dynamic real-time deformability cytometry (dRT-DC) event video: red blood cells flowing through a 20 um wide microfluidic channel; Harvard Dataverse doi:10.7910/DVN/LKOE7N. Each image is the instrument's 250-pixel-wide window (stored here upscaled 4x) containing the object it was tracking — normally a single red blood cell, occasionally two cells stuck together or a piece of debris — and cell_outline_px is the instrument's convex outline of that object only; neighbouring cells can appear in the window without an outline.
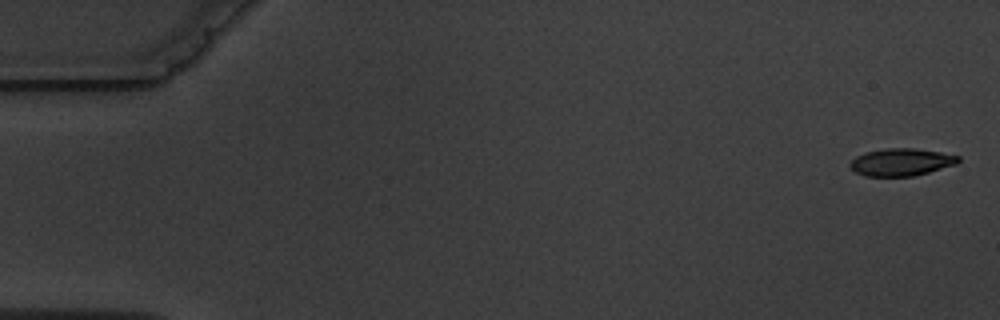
{"species": "common noctule bat (a hibernating species)", "species_latin": "Nyctalus noctula", "temperature_condition": "warm", "stored_images_in_passage": 5, "camera_frame_rate_fps": 3000, "um_per_image_px": 0.085, "animal": {"sex": "male", "body_mass_g": 19.5, "forearm_length_mm": 54.6}, "frame": {"image": 1, "passage_image": 1, "time_ms": 0.0, "image_size_px": [1000, 320], "cell_outline_px": [[960, 160], [956, 164], [928, 172], [912, 176], [864, 176], [856, 172], [848, 164], [856, 156], [868, 152], [884, 148], [916, 148], [940, 152], [960, 156]], "centroid_in_image_um": [76.61, 13.77], "position_along_channel_um": 8.4, "area_um2": 17.17}}
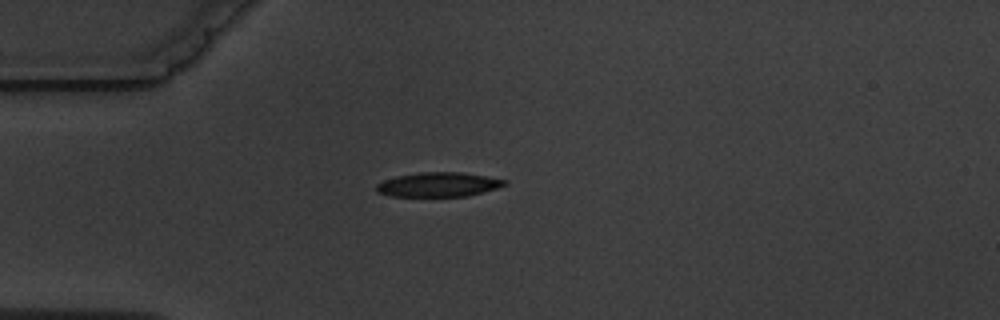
{"frame": {"image": 2, "passage_image": 5, "time_ms": 4.667, "image_size_px": [1000, 320], "cell_outline_px": [[508, 184], [496, 188], [468, 196], [392, 196], [376, 192], [376, 184], [384, 180], [396, 176], [420, 172], [460, 172], [508, 180]], "centroid_in_image_um": [37.25, 15.68], "position_along_channel_um": 47.7, "area_um2": 18.15}}